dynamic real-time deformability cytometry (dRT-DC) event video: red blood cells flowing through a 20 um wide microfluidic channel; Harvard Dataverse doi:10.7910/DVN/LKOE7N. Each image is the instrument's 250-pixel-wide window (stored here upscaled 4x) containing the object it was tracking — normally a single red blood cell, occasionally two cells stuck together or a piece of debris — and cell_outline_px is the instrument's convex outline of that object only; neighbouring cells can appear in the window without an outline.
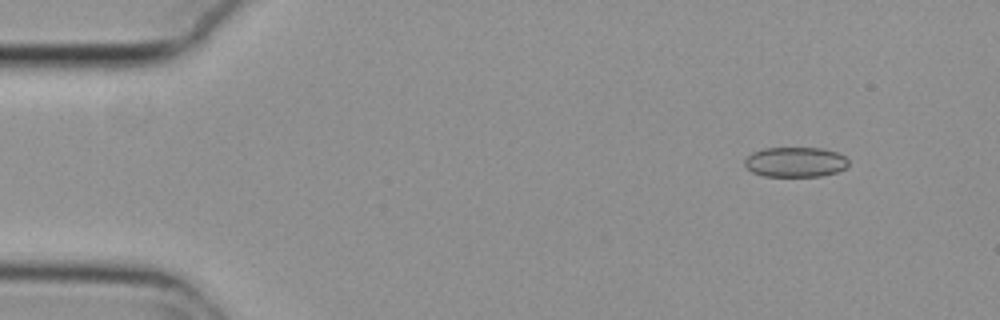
{"species": "common noctule bat (a hibernating species)", "species_latin": "Nyctalus noctula", "temperature_condition": "cold", "stored_images_in_passage": 51, "camera_frame_rate_fps": 3000, "um_per_image_px": 0.085, "animal": {"sex": "female", "body_mass_g": 29.2, "forearm_length_mm": 56.3}, "frame": {"image": 1, "passage_image": 2, "time_ms": 0.333, "image_size_px": [1000, 320], "cell_outline_px": [[848, 164], [844, 168], [836, 172], [820, 176], [764, 176], [752, 172], [744, 168], [744, 160], [752, 152], [764, 148], [820, 148], [836, 152], [844, 156], [848, 160]], "centroid_in_image_um": [67.55, 13.77], "position_along_channel_um": 17.4, "area_um2": 18.15}}
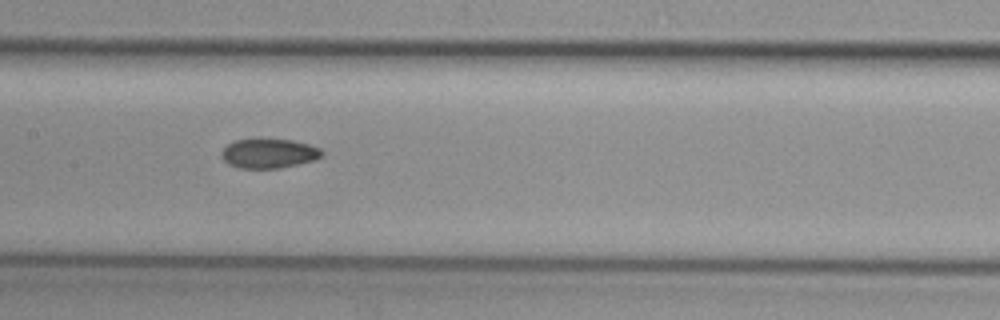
{"frame": {"image": 2, "passage_image": 23, "time_ms": 7.333, "image_size_px": [1000, 320], "cell_outline_px": [[324, 156], [312, 160], [280, 168], [240, 168], [228, 164], [224, 160], [220, 152], [228, 144], [236, 140], [256, 136], [292, 140], [308, 144], [320, 148], [324, 152]], "centroid_in_image_um": [22.83, 12.99], "position_along_channel_um": 184.6, "area_um2": 17.74}}
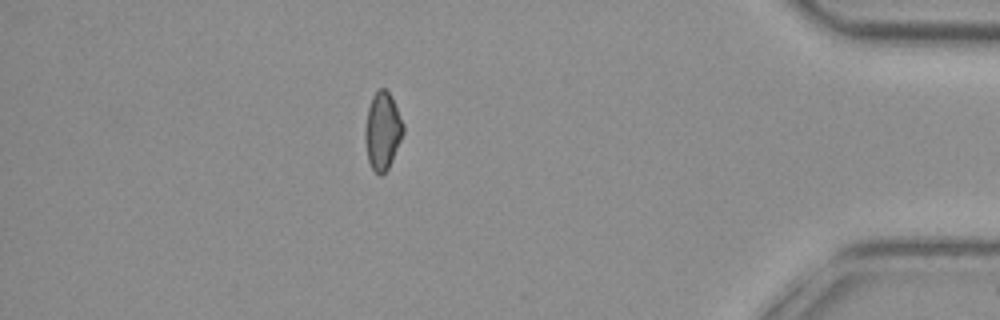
{"frame": {"image": 3, "passage_image": 44, "time_ms": 14.333, "image_size_px": [1000, 320], "cell_outline_px": [[404, 132], [392, 160], [388, 168], [380, 176], [372, 168], [368, 160], [364, 140], [364, 132], [368, 108], [372, 96], [380, 88], [384, 88], [392, 96], [404, 124]], "centroid_in_image_um": [32.51, 11.11], "position_along_channel_um": 402.7, "area_um2": 17.22}, "authors_computed_cell_mechanics": {"area_um2": 17.7446, "velocity_mm_per_s": 3.7812, "shape_relaxation_time_tau1_ms": null, "shape_relaxation_time_tau2_ms": 5.8175, "deformation_change_tau1": null, "deformation_change_tau2": 0.1024}}